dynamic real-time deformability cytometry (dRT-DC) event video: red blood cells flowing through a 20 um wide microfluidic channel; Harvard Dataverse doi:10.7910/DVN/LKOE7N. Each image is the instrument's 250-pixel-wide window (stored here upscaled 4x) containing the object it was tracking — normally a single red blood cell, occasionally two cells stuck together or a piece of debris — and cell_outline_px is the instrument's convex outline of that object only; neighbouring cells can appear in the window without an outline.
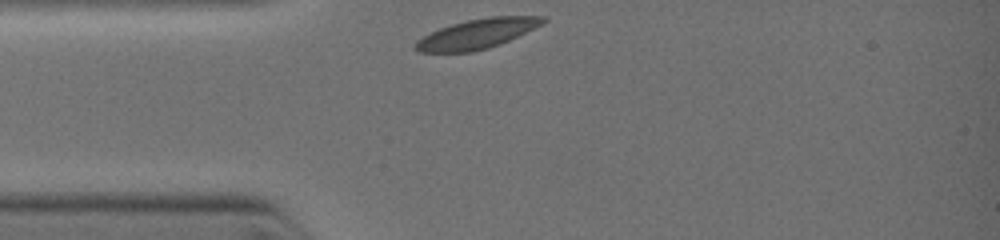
{"species": "common noctule bat (a hibernating species)", "species_latin": "Nyctalus noctula", "temperature_condition": "warm", "stored_images_in_passage": 10, "camera_frame_rate_fps": 3000, "um_per_image_px": 0.085, "animal": {"sex": "female", "body_mass_g": 19.0, "forearm_length_mm": 51.5}, "frame": {"image": 1, "passage_image": 1, "time_ms": 0.0, "image_size_px": [1000, 240], "cell_outline_px": [[548, 20], [500, 44], [488, 48], [472, 52], [416, 52], [412, 48], [416, 40], [440, 28], [452, 24], [468, 20], [488, 16], [548, 16]], "centroid_in_image_um": [40.5, 2.88], "position_along_channel_um": 44.5, "area_um2": 21.85}}
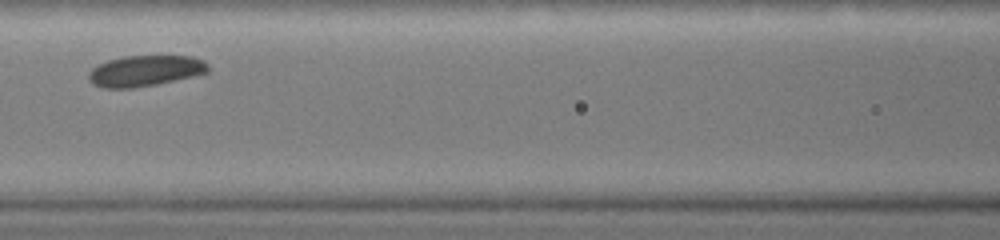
{"frame": {"image": 2, "passage_image": 8, "time_ms": 2.333, "image_size_px": [1000, 240], "cell_outline_px": [[208, 72], [192, 76], [156, 84], [132, 88], [104, 88], [96, 84], [88, 76], [88, 72], [96, 64], [108, 60], [124, 56], [192, 56], [204, 60], [208, 64]], "centroid_in_image_um": [12.34, 6.0], "position_along_channel_um": 154.3, "area_um2": 21.33}}
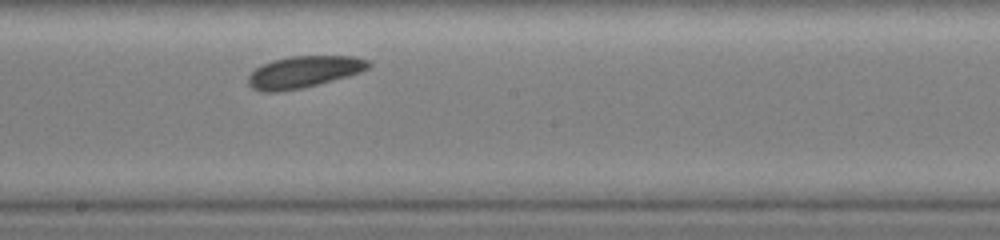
{"frame": {"image": 3, "passage_image": 10, "time_ms": 3.667, "image_size_px": [1000, 240], "cell_outline_px": [[372, 64], [368, 68], [360, 72], [348, 76], [300, 88], [276, 92], [264, 92], [252, 88], [248, 84], [248, 76], [256, 68], [272, 60], [288, 56], [356, 56], [368, 60]], "centroid_in_image_um": [25.82, 6.1], "position_along_channel_um": 222.4, "area_um2": 22.08}}